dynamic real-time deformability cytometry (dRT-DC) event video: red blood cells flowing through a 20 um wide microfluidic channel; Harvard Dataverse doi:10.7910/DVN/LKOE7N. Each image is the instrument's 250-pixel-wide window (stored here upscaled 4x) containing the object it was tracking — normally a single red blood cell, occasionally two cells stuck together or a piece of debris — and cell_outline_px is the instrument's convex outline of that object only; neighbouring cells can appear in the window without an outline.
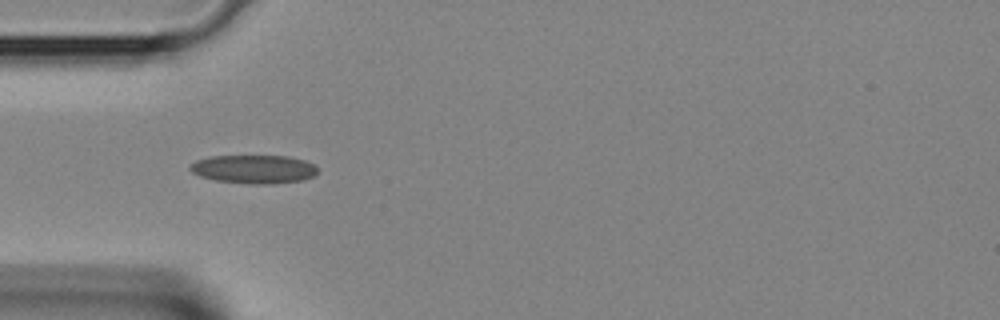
{"species": "Egyptian fruit bat (a non-hibernating species)", "species_latin": "Rousettus aegyptiacus", "temperature_condition": "room temperature", "stored_images_in_passage": 26, "camera_frame_rate_fps": 3000, "um_per_image_px": 0.085, "animal": {"sex": "female"}, "frame": {"image": 1, "passage_image": 1, "time_ms": 0.0, "image_size_px": [1000, 320], "cell_outline_px": [[316, 172], [312, 176], [304, 180], [272, 184], [252, 184], [216, 180], [200, 176], [192, 172], [188, 168], [196, 160], [208, 156], [288, 156], [304, 160], [312, 164], [316, 168]], "centroid_in_image_um": [21.55, 14.38], "position_along_channel_um": 63.4, "area_um2": 21.1}}
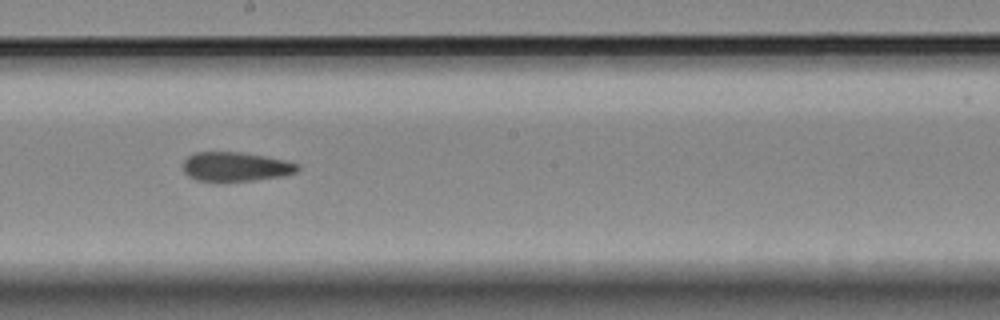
{"frame": {"image": 2, "passage_image": 11, "time_ms": 3.333, "image_size_px": [1000, 320], "cell_outline_px": [[300, 168], [296, 172], [284, 176], [252, 180], [196, 180], [188, 176], [184, 172], [184, 160], [188, 156], [196, 152], [240, 152], [264, 156], [284, 160], [300, 164]], "centroid_in_image_um": [20.05, 14.15], "position_along_channel_um": 228.1, "area_um2": 19.25}}
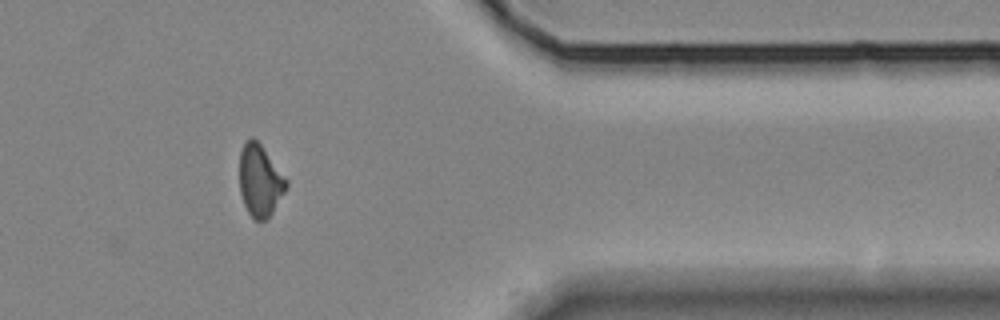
{"frame": {"image": 3, "passage_image": 22, "time_ms": 7.0, "image_size_px": [1000, 320], "cell_outline_px": [[288, 184], [284, 192], [268, 220], [252, 220], [244, 204], [240, 192], [240, 152], [244, 140], [252, 136], [260, 144], [288, 180]], "centroid_in_image_um": [22.09, 15.36], "position_along_channel_um": 389.3, "area_um2": 19.59}}